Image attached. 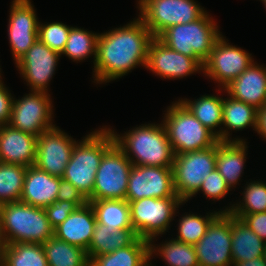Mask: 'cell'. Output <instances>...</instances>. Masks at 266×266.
Returning <instances> with one entry per match:
<instances>
[{"instance_id": "obj_2", "label": "cell", "mask_w": 266, "mask_h": 266, "mask_svg": "<svg viewBox=\"0 0 266 266\" xmlns=\"http://www.w3.org/2000/svg\"><path fill=\"white\" fill-rule=\"evenodd\" d=\"M111 132L133 165L173 167L175 153L162 122L141 124L124 134Z\"/></svg>"}, {"instance_id": "obj_39", "label": "cell", "mask_w": 266, "mask_h": 266, "mask_svg": "<svg viewBox=\"0 0 266 266\" xmlns=\"http://www.w3.org/2000/svg\"><path fill=\"white\" fill-rule=\"evenodd\" d=\"M78 207L69 201H54L44 208L48 221L53 229L64 222Z\"/></svg>"}, {"instance_id": "obj_30", "label": "cell", "mask_w": 266, "mask_h": 266, "mask_svg": "<svg viewBox=\"0 0 266 266\" xmlns=\"http://www.w3.org/2000/svg\"><path fill=\"white\" fill-rule=\"evenodd\" d=\"M48 266H89L86 251L55 236L42 244Z\"/></svg>"}, {"instance_id": "obj_35", "label": "cell", "mask_w": 266, "mask_h": 266, "mask_svg": "<svg viewBox=\"0 0 266 266\" xmlns=\"http://www.w3.org/2000/svg\"><path fill=\"white\" fill-rule=\"evenodd\" d=\"M243 199L227 206L220 212H230L231 214H255L260 212H266V182L250 181L244 188L242 193Z\"/></svg>"}, {"instance_id": "obj_24", "label": "cell", "mask_w": 266, "mask_h": 266, "mask_svg": "<svg viewBox=\"0 0 266 266\" xmlns=\"http://www.w3.org/2000/svg\"><path fill=\"white\" fill-rule=\"evenodd\" d=\"M228 98L223 99L221 141H245L241 138L230 137V132L244 130L252 127L257 130L258 109L254 106L246 104L240 100H236L227 95ZM231 130V131H229Z\"/></svg>"}, {"instance_id": "obj_44", "label": "cell", "mask_w": 266, "mask_h": 266, "mask_svg": "<svg viewBox=\"0 0 266 266\" xmlns=\"http://www.w3.org/2000/svg\"><path fill=\"white\" fill-rule=\"evenodd\" d=\"M4 241L2 239V235L0 233V266H2V259H3V249H4Z\"/></svg>"}, {"instance_id": "obj_16", "label": "cell", "mask_w": 266, "mask_h": 266, "mask_svg": "<svg viewBox=\"0 0 266 266\" xmlns=\"http://www.w3.org/2000/svg\"><path fill=\"white\" fill-rule=\"evenodd\" d=\"M8 18V39L15 64L38 39L39 20L30 0H13Z\"/></svg>"}, {"instance_id": "obj_7", "label": "cell", "mask_w": 266, "mask_h": 266, "mask_svg": "<svg viewBox=\"0 0 266 266\" xmlns=\"http://www.w3.org/2000/svg\"><path fill=\"white\" fill-rule=\"evenodd\" d=\"M184 202L179 197L143 198L130 201L133 229L140 238L154 243V239L169 230V225L177 216L176 210Z\"/></svg>"}, {"instance_id": "obj_10", "label": "cell", "mask_w": 266, "mask_h": 266, "mask_svg": "<svg viewBox=\"0 0 266 266\" xmlns=\"http://www.w3.org/2000/svg\"><path fill=\"white\" fill-rule=\"evenodd\" d=\"M215 168L216 144L210 148L175 155L172 169L177 196L184 203L188 202Z\"/></svg>"}, {"instance_id": "obj_5", "label": "cell", "mask_w": 266, "mask_h": 266, "mask_svg": "<svg viewBox=\"0 0 266 266\" xmlns=\"http://www.w3.org/2000/svg\"><path fill=\"white\" fill-rule=\"evenodd\" d=\"M218 29L217 23L206 11L195 21L169 27L158 38L169 48L196 59L203 66L222 36Z\"/></svg>"}, {"instance_id": "obj_26", "label": "cell", "mask_w": 266, "mask_h": 266, "mask_svg": "<svg viewBox=\"0 0 266 266\" xmlns=\"http://www.w3.org/2000/svg\"><path fill=\"white\" fill-rule=\"evenodd\" d=\"M151 259L149 241L138 237L131 245L94 256L89 266H151Z\"/></svg>"}, {"instance_id": "obj_23", "label": "cell", "mask_w": 266, "mask_h": 266, "mask_svg": "<svg viewBox=\"0 0 266 266\" xmlns=\"http://www.w3.org/2000/svg\"><path fill=\"white\" fill-rule=\"evenodd\" d=\"M247 148L246 141H218L216 143V169L232 189L243 175Z\"/></svg>"}, {"instance_id": "obj_6", "label": "cell", "mask_w": 266, "mask_h": 266, "mask_svg": "<svg viewBox=\"0 0 266 266\" xmlns=\"http://www.w3.org/2000/svg\"><path fill=\"white\" fill-rule=\"evenodd\" d=\"M162 124L175 155L214 146L218 138L178 99L168 106Z\"/></svg>"}, {"instance_id": "obj_33", "label": "cell", "mask_w": 266, "mask_h": 266, "mask_svg": "<svg viewBox=\"0 0 266 266\" xmlns=\"http://www.w3.org/2000/svg\"><path fill=\"white\" fill-rule=\"evenodd\" d=\"M98 36L99 33L84 28L71 27L61 56L64 54L76 63L93 56V64H95Z\"/></svg>"}, {"instance_id": "obj_37", "label": "cell", "mask_w": 266, "mask_h": 266, "mask_svg": "<svg viewBox=\"0 0 266 266\" xmlns=\"http://www.w3.org/2000/svg\"><path fill=\"white\" fill-rule=\"evenodd\" d=\"M72 26L62 22L41 23L38 25V39L53 51L61 54L67 43Z\"/></svg>"}, {"instance_id": "obj_9", "label": "cell", "mask_w": 266, "mask_h": 266, "mask_svg": "<svg viewBox=\"0 0 266 266\" xmlns=\"http://www.w3.org/2000/svg\"><path fill=\"white\" fill-rule=\"evenodd\" d=\"M132 166L123 150L114 142L104 152L88 201L125 200Z\"/></svg>"}, {"instance_id": "obj_18", "label": "cell", "mask_w": 266, "mask_h": 266, "mask_svg": "<svg viewBox=\"0 0 266 266\" xmlns=\"http://www.w3.org/2000/svg\"><path fill=\"white\" fill-rule=\"evenodd\" d=\"M146 69L163 79L171 80L203 72V66L196 59L174 51L158 37L149 43Z\"/></svg>"}, {"instance_id": "obj_14", "label": "cell", "mask_w": 266, "mask_h": 266, "mask_svg": "<svg viewBox=\"0 0 266 266\" xmlns=\"http://www.w3.org/2000/svg\"><path fill=\"white\" fill-rule=\"evenodd\" d=\"M167 197H178L172 167L132 166L125 200Z\"/></svg>"}, {"instance_id": "obj_42", "label": "cell", "mask_w": 266, "mask_h": 266, "mask_svg": "<svg viewBox=\"0 0 266 266\" xmlns=\"http://www.w3.org/2000/svg\"><path fill=\"white\" fill-rule=\"evenodd\" d=\"M14 96L10 93V90L4 85V82L0 81V126L8 124L10 121L12 104Z\"/></svg>"}, {"instance_id": "obj_20", "label": "cell", "mask_w": 266, "mask_h": 266, "mask_svg": "<svg viewBox=\"0 0 266 266\" xmlns=\"http://www.w3.org/2000/svg\"><path fill=\"white\" fill-rule=\"evenodd\" d=\"M220 92L227 91L228 95L236 100L245 102L261 109L266 105V67L252 62L237 78H235Z\"/></svg>"}, {"instance_id": "obj_28", "label": "cell", "mask_w": 266, "mask_h": 266, "mask_svg": "<svg viewBox=\"0 0 266 266\" xmlns=\"http://www.w3.org/2000/svg\"><path fill=\"white\" fill-rule=\"evenodd\" d=\"M191 113L221 141L223 98L217 95H202L191 101L180 100ZM218 127V130L216 129Z\"/></svg>"}, {"instance_id": "obj_11", "label": "cell", "mask_w": 266, "mask_h": 266, "mask_svg": "<svg viewBox=\"0 0 266 266\" xmlns=\"http://www.w3.org/2000/svg\"><path fill=\"white\" fill-rule=\"evenodd\" d=\"M53 103L49 93L31 91L21 99L14 97L9 125L38 137L53 128Z\"/></svg>"}, {"instance_id": "obj_13", "label": "cell", "mask_w": 266, "mask_h": 266, "mask_svg": "<svg viewBox=\"0 0 266 266\" xmlns=\"http://www.w3.org/2000/svg\"><path fill=\"white\" fill-rule=\"evenodd\" d=\"M231 213L220 212L194 245L199 266H232Z\"/></svg>"}, {"instance_id": "obj_41", "label": "cell", "mask_w": 266, "mask_h": 266, "mask_svg": "<svg viewBox=\"0 0 266 266\" xmlns=\"http://www.w3.org/2000/svg\"><path fill=\"white\" fill-rule=\"evenodd\" d=\"M234 217L241 219L251 231L266 242V212L255 214H232Z\"/></svg>"}, {"instance_id": "obj_40", "label": "cell", "mask_w": 266, "mask_h": 266, "mask_svg": "<svg viewBox=\"0 0 266 266\" xmlns=\"http://www.w3.org/2000/svg\"><path fill=\"white\" fill-rule=\"evenodd\" d=\"M56 200L73 202L78 208L88 203V200L82 193L71 182L63 178H60V186Z\"/></svg>"}, {"instance_id": "obj_12", "label": "cell", "mask_w": 266, "mask_h": 266, "mask_svg": "<svg viewBox=\"0 0 266 266\" xmlns=\"http://www.w3.org/2000/svg\"><path fill=\"white\" fill-rule=\"evenodd\" d=\"M225 38L222 35L216 41L203 65V74L222 86V89L254 62L252 54L233 46Z\"/></svg>"}, {"instance_id": "obj_31", "label": "cell", "mask_w": 266, "mask_h": 266, "mask_svg": "<svg viewBox=\"0 0 266 266\" xmlns=\"http://www.w3.org/2000/svg\"><path fill=\"white\" fill-rule=\"evenodd\" d=\"M2 266H48L42 244L17 242L5 244Z\"/></svg>"}, {"instance_id": "obj_46", "label": "cell", "mask_w": 266, "mask_h": 266, "mask_svg": "<svg viewBox=\"0 0 266 266\" xmlns=\"http://www.w3.org/2000/svg\"><path fill=\"white\" fill-rule=\"evenodd\" d=\"M263 4L265 5L264 8H266V0H261Z\"/></svg>"}, {"instance_id": "obj_25", "label": "cell", "mask_w": 266, "mask_h": 266, "mask_svg": "<svg viewBox=\"0 0 266 266\" xmlns=\"http://www.w3.org/2000/svg\"><path fill=\"white\" fill-rule=\"evenodd\" d=\"M231 253L233 262L250 261L263 257L266 242L239 218L231 214Z\"/></svg>"}, {"instance_id": "obj_47", "label": "cell", "mask_w": 266, "mask_h": 266, "mask_svg": "<svg viewBox=\"0 0 266 266\" xmlns=\"http://www.w3.org/2000/svg\"><path fill=\"white\" fill-rule=\"evenodd\" d=\"M1 76H2V74H1V68H0V81L2 80V79H1L2 77H1Z\"/></svg>"}, {"instance_id": "obj_19", "label": "cell", "mask_w": 266, "mask_h": 266, "mask_svg": "<svg viewBox=\"0 0 266 266\" xmlns=\"http://www.w3.org/2000/svg\"><path fill=\"white\" fill-rule=\"evenodd\" d=\"M37 138L9 124L0 126V162L25 167L34 166Z\"/></svg>"}, {"instance_id": "obj_21", "label": "cell", "mask_w": 266, "mask_h": 266, "mask_svg": "<svg viewBox=\"0 0 266 266\" xmlns=\"http://www.w3.org/2000/svg\"><path fill=\"white\" fill-rule=\"evenodd\" d=\"M96 216L90 203L77 208L69 217L54 229V236L85 251L91 242L96 226Z\"/></svg>"}, {"instance_id": "obj_45", "label": "cell", "mask_w": 266, "mask_h": 266, "mask_svg": "<svg viewBox=\"0 0 266 266\" xmlns=\"http://www.w3.org/2000/svg\"><path fill=\"white\" fill-rule=\"evenodd\" d=\"M263 258H264V260L266 262V246H265V249H264Z\"/></svg>"}, {"instance_id": "obj_22", "label": "cell", "mask_w": 266, "mask_h": 266, "mask_svg": "<svg viewBox=\"0 0 266 266\" xmlns=\"http://www.w3.org/2000/svg\"><path fill=\"white\" fill-rule=\"evenodd\" d=\"M60 177L38 169L35 165L27 167L21 200L38 208H46L56 201Z\"/></svg>"}, {"instance_id": "obj_4", "label": "cell", "mask_w": 266, "mask_h": 266, "mask_svg": "<svg viewBox=\"0 0 266 266\" xmlns=\"http://www.w3.org/2000/svg\"><path fill=\"white\" fill-rule=\"evenodd\" d=\"M0 233L4 244H43L54 236V229L44 208L16 201L0 205Z\"/></svg>"}, {"instance_id": "obj_3", "label": "cell", "mask_w": 266, "mask_h": 266, "mask_svg": "<svg viewBox=\"0 0 266 266\" xmlns=\"http://www.w3.org/2000/svg\"><path fill=\"white\" fill-rule=\"evenodd\" d=\"M115 142L111 128L88 133L74 145L63 179L71 182L88 200L93 192L95 176L104 152Z\"/></svg>"}, {"instance_id": "obj_8", "label": "cell", "mask_w": 266, "mask_h": 266, "mask_svg": "<svg viewBox=\"0 0 266 266\" xmlns=\"http://www.w3.org/2000/svg\"><path fill=\"white\" fill-rule=\"evenodd\" d=\"M139 17L153 37L177 24L200 18L206 10L194 0H137Z\"/></svg>"}, {"instance_id": "obj_32", "label": "cell", "mask_w": 266, "mask_h": 266, "mask_svg": "<svg viewBox=\"0 0 266 266\" xmlns=\"http://www.w3.org/2000/svg\"><path fill=\"white\" fill-rule=\"evenodd\" d=\"M160 244L150 243V257L159 255L168 266H199L194 245L174 238Z\"/></svg>"}, {"instance_id": "obj_38", "label": "cell", "mask_w": 266, "mask_h": 266, "mask_svg": "<svg viewBox=\"0 0 266 266\" xmlns=\"http://www.w3.org/2000/svg\"><path fill=\"white\" fill-rule=\"evenodd\" d=\"M230 191H232V189L220 175L219 171L215 168L212 172H210L208 177L203 180L200 189L192 197H195L198 192H201L203 195H205V198L207 197L210 200L212 199L214 201H220L227 196Z\"/></svg>"}, {"instance_id": "obj_29", "label": "cell", "mask_w": 266, "mask_h": 266, "mask_svg": "<svg viewBox=\"0 0 266 266\" xmlns=\"http://www.w3.org/2000/svg\"><path fill=\"white\" fill-rule=\"evenodd\" d=\"M88 203L94 209L97 223L106 225L110 230L133 229L127 200H94Z\"/></svg>"}, {"instance_id": "obj_1", "label": "cell", "mask_w": 266, "mask_h": 266, "mask_svg": "<svg viewBox=\"0 0 266 266\" xmlns=\"http://www.w3.org/2000/svg\"><path fill=\"white\" fill-rule=\"evenodd\" d=\"M153 38L139 16L122 27L99 33L94 82L105 84L122 78L137 66L146 68L148 47Z\"/></svg>"}, {"instance_id": "obj_15", "label": "cell", "mask_w": 266, "mask_h": 266, "mask_svg": "<svg viewBox=\"0 0 266 266\" xmlns=\"http://www.w3.org/2000/svg\"><path fill=\"white\" fill-rule=\"evenodd\" d=\"M76 142L58 126L44 131L37 138L35 166L62 178Z\"/></svg>"}, {"instance_id": "obj_27", "label": "cell", "mask_w": 266, "mask_h": 266, "mask_svg": "<svg viewBox=\"0 0 266 266\" xmlns=\"http://www.w3.org/2000/svg\"><path fill=\"white\" fill-rule=\"evenodd\" d=\"M138 237L134 229L110 230L106 225L97 223L86 251L88 259L90 261L94 256L109 254L131 245Z\"/></svg>"}, {"instance_id": "obj_36", "label": "cell", "mask_w": 266, "mask_h": 266, "mask_svg": "<svg viewBox=\"0 0 266 266\" xmlns=\"http://www.w3.org/2000/svg\"><path fill=\"white\" fill-rule=\"evenodd\" d=\"M220 213L213 211L206 213L205 216L196 215L194 213L182 215L178 224V235L174 238L177 241L195 245L206 234L207 228L212 220Z\"/></svg>"}, {"instance_id": "obj_17", "label": "cell", "mask_w": 266, "mask_h": 266, "mask_svg": "<svg viewBox=\"0 0 266 266\" xmlns=\"http://www.w3.org/2000/svg\"><path fill=\"white\" fill-rule=\"evenodd\" d=\"M60 57L61 54L37 39L16 63V67L31 91L48 93V85L55 74Z\"/></svg>"}, {"instance_id": "obj_34", "label": "cell", "mask_w": 266, "mask_h": 266, "mask_svg": "<svg viewBox=\"0 0 266 266\" xmlns=\"http://www.w3.org/2000/svg\"><path fill=\"white\" fill-rule=\"evenodd\" d=\"M27 167L0 162V205L21 200Z\"/></svg>"}, {"instance_id": "obj_43", "label": "cell", "mask_w": 266, "mask_h": 266, "mask_svg": "<svg viewBox=\"0 0 266 266\" xmlns=\"http://www.w3.org/2000/svg\"><path fill=\"white\" fill-rule=\"evenodd\" d=\"M261 138L266 140V105L258 110L257 130Z\"/></svg>"}]
</instances>
